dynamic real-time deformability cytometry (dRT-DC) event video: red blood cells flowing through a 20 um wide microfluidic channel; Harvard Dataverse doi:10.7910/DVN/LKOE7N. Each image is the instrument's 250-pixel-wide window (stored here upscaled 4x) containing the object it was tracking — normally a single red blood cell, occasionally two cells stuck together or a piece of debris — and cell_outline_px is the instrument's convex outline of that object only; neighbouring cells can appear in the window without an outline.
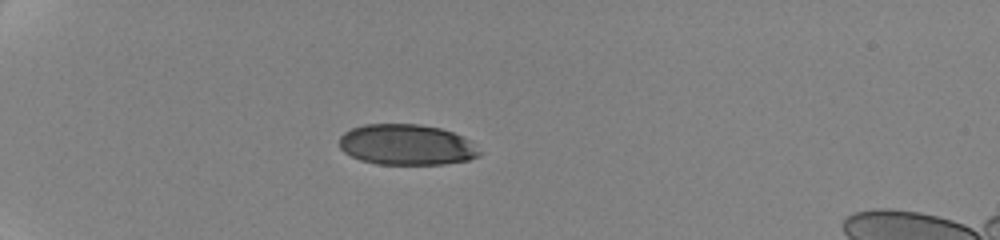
{"species": "human", "species_latin": "Homo sapiens", "temperature_condition": "cold", "stored_images_in_passage": 6, "camera_frame_rate_fps": 3000, "um_per_image_px": 0.085, "donor": {"sex": "female"}, "frame": {"image": 1, "passage_image": 1, "time_ms": 0.0, "image_size_px": [1000, 240], "cell_outline_px": [[480, 156], [468, 160], [444, 164], [376, 164], [360, 160], [344, 152], [340, 148], [340, 136], [344, 132], [352, 128], [364, 124], [420, 124], [440, 128], [464, 136], [480, 152]], "centroid_in_image_um": [34.54, 12.3], "position_along_channel_um": 50.5, "area_um2": 33.23}}
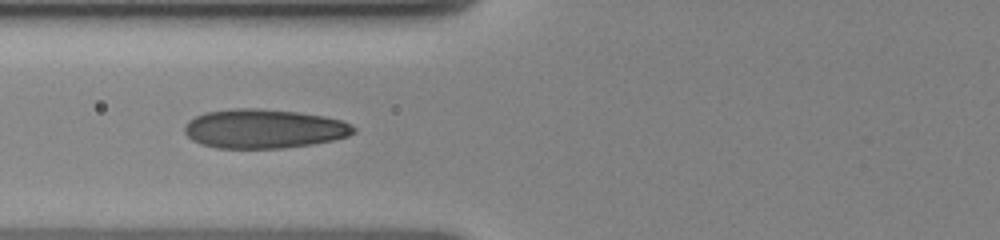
{"frame": {"image": 2, "passage_image": 5, "time_ms": 2.667, "image_size_px": [1000, 240], "cell_outline_px": [[356, 132], [348, 136], [332, 140], [312, 144], [280, 148], [216, 148], [200, 144], [192, 140], [184, 132], [184, 128], [188, 120], [204, 112], [232, 108], [256, 108], [296, 112], [324, 116], [340, 120], [352, 124], [356, 128]], "centroid_in_image_um": [22.41, 10.94], "position_along_channel_um": 103.4, "area_um2": 38.67}}